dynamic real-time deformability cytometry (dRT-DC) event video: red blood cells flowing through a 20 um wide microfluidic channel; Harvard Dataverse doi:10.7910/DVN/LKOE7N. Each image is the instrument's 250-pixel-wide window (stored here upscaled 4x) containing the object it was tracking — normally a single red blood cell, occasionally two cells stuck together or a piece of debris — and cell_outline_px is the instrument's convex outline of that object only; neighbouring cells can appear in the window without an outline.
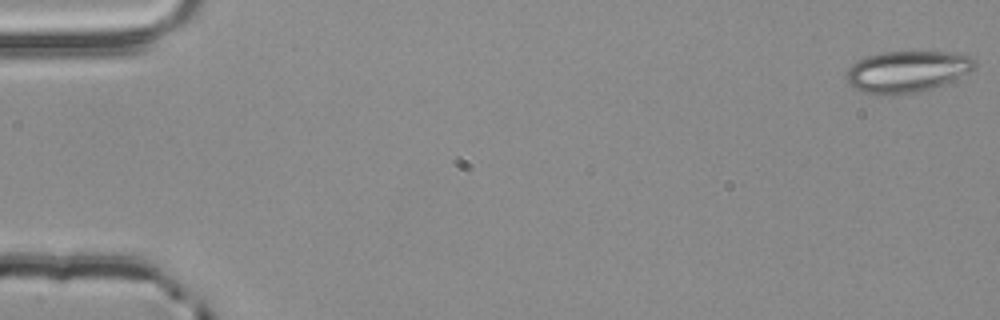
{"species": "common noctule bat (a hibernating species)", "species_latin": "Nyctalus noctula", "temperature_condition": "room temperature", "stored_images_in_passage": 54, "camera_frame_rate_fps": 3000, "um_per_image_px": 0.085, "animal": {"sex": "male", "body_mass_g": 20.4}, "frame": {"image": 1, "passage_image": 1, "time_ms": 0.0, "image_size_px": [1000, 320], "cell_outline_px": [[976, 64], [968, 72], [944, 84], [932, 88], [916, 92], [860, 92], [852, 88], [848, 84], [848, 68], [856, 60], [868, 56], [884, 52], [956, 52], [972, 56]], "centroid_in_image_um": [77.11, 6.04], "position_along_channel_um": 7.9, "area_um2": 30.23}}
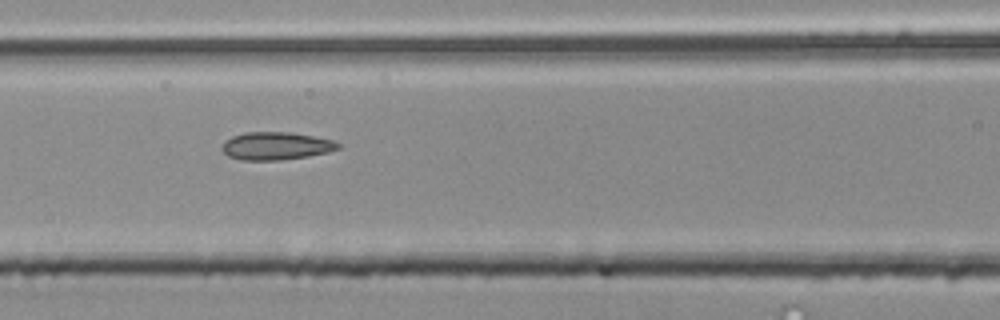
{"frame": {"image": 2, "passage_image": 24, "time_ms": 7.667, "image_size_px": [1000, 320], "cell_outline_px": [[340, 148], [328, 152], [308, 156], [284, 160], [240, 160], [228, 156], [220, 148], [232, 136], [244, 132], [288, 132], [312, 136], [332, 140], [340, 144]], "centroid_in_image_um": [23.45, 12.41], "position_along_channel_um": 143.1, "area_um2": 18.73}}
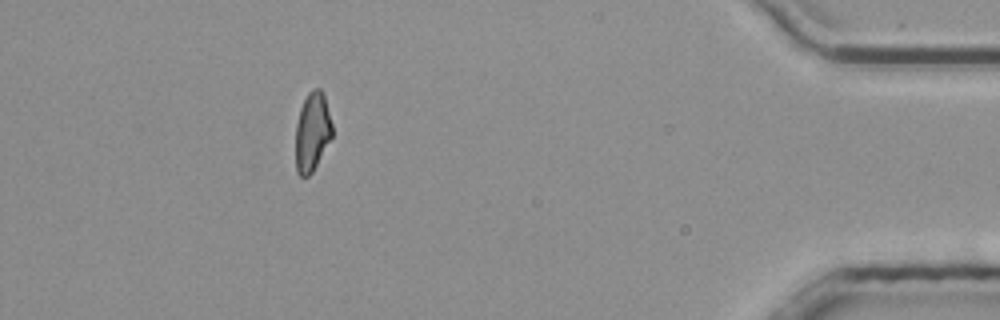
{"frame": {"image": 3, "passage_image": 49, "time_ms": 16.0, "image_size_px": [1000, 320], "cell_outline_px": [[332, 136], [312, 172], [308, 176], [300, 176], [296, 172], [296, 124], [300, 108], [308, 92], [312, 88], [320, 88], [324, 96], [332, 124]], "centroid_in_image_um": [26.53, 11.19], "position_along_channel_um": 408.7, "area_um2": 16.65}, "authors_computed_cell_mechanics": {"area_um2": 18.4382, "velocity_mm_per_s": 3.875, "shape_relaxation_time_tau1_ms": null, "shape_relaxation_time_tau2_ms": 1.9553, "deformation_change_tau1": null, "deformation_change_tau2": 0.1085}}